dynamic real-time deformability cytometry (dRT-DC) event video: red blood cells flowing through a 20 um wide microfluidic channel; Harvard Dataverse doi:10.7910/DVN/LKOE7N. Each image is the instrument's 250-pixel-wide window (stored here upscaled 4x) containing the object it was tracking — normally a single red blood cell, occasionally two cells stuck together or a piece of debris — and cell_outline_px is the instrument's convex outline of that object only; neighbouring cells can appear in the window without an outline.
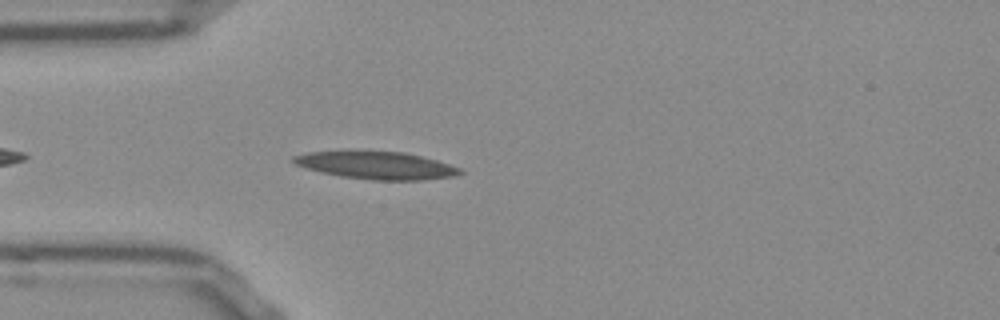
{"species": "Egyptian fruit bat (a non-hibernating species)", "species_latin": "Rousettus aegyptiacus", "temperature_condition": "room temperature", "stored_images_in_passage": 36, "camera_frame_rate_fps": 3000, "um_per_image_px": 0.085, "frame": {"image": 1, "passage_image": 4, "time_ms": 1.0, "image_size_px": [1000, 320], "cell_outline_px": [[464, 172], [452, 176], [420, 180], [372, 180], [340, 176], [320, 172], [296, 164], [292, 160], [292, 156], [308, 152], [404, 152], [436, 160], [460, 168]], "centroid_in_image_um": [32.0, 14.07], "position_along_channel_um": 53.0, "area_um2": 26.13}}
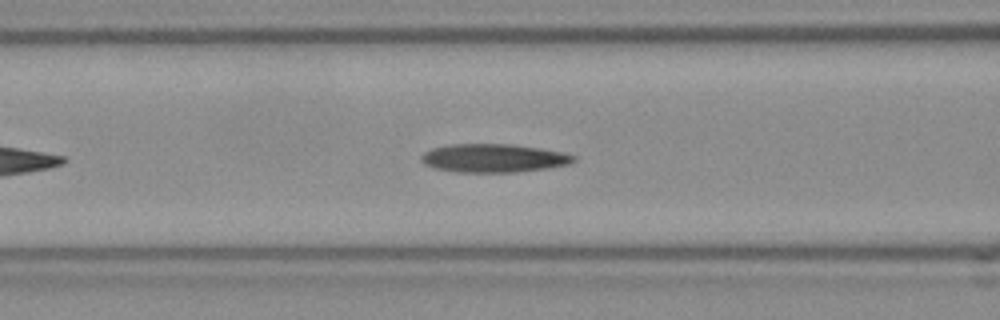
{"frame": {"image": 2, "passage_image": 10, "time_ms": 3.0, "image_size_px": [1000, 320], "cell_outline_px": [[576, 160], [568, 164], [548, 168], [516, 172], [456, 172], [436, 168], [424, 164], [420, 160], [420, 156], [424, 152], [432, 148], [448, 144], [512, 144], [540, 148], [560, 152], [576, 156]], "centroid_in_image_um": [41.92, 13.44], "position_along_channel_um": 124.7, "area_um2": 25.26}}
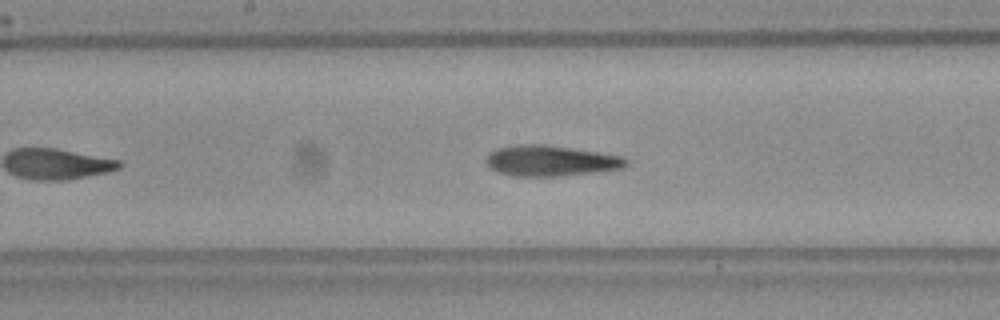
{"frame": {"image": 3, "passage_image": 16, "time_ms": 5.0, "image_size_px": [1000, 320], "cell_outline_px": [[628, 164], [620, 168], [592, 172], [560, 176], [512, 176], [496, 172], [488, 168], [484, 160], [488, 152], [496, 148], [516, 144], [544, 144], [600, 152], [624, 156], [628, 160]], "centroid_in_image_um": [46.72, 13.65], "position_along_channel_um": 201.5, "area_um2": 25.37}, "authors_computed_cell_mechanics": {"area_um2": 24.8829, "velocity_mm_per_s": 3.8339, "shape_relaxation_time_tau1_ms": 10.8797, "shape_relaxation_time_tau2_ms": 4.6529, "deformation_change_tau1": 0.2876, "deformation_change_tau2": 0.1446}}